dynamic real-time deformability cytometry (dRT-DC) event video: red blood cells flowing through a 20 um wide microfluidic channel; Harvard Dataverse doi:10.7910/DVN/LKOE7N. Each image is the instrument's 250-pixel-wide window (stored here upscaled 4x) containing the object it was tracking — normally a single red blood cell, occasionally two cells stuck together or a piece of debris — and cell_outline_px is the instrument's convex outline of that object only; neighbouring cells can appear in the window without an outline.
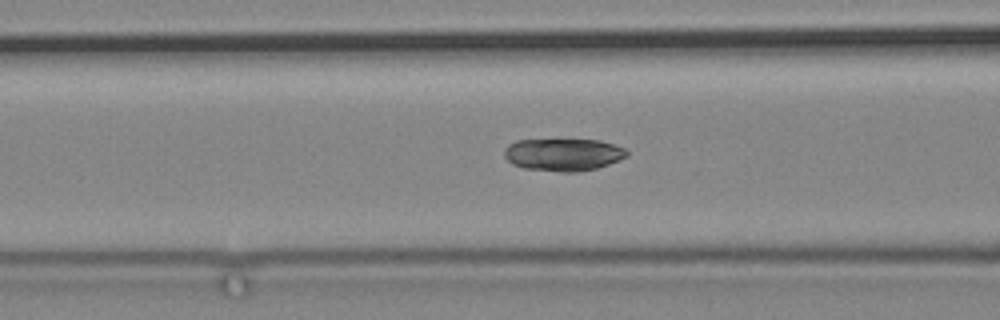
{"species": "common noctule bat (a hibernating species)", "species_latin": "Nyctalus noctula", "temperature_condition": "cold", "stored_images_in_passage": 42, "camera_frame_rate_fps": 3000, "um_per_image_px": 0.085, "animal": {"sex": "male", "body_mass_g": 19.2, "forearm_length_mm": 51.8}, "frame": {"image": 1, "passage_image": 5, "time_ms": 1.333, "image_size_px": [1000, 320], "cell_outline_px": [[628, 156], [608, 164], [596, 168], [576, 172], [560, 172], [524, 168], [512, 164], [504, 156], [504, 148], [508, 144], [516, 140], [600, 140], [624, 148], [628, 152]], "centroid_in_image_um": [47.85, 13.14], "position_along_channel_um": 118.8, "area_um2": 23.12}}
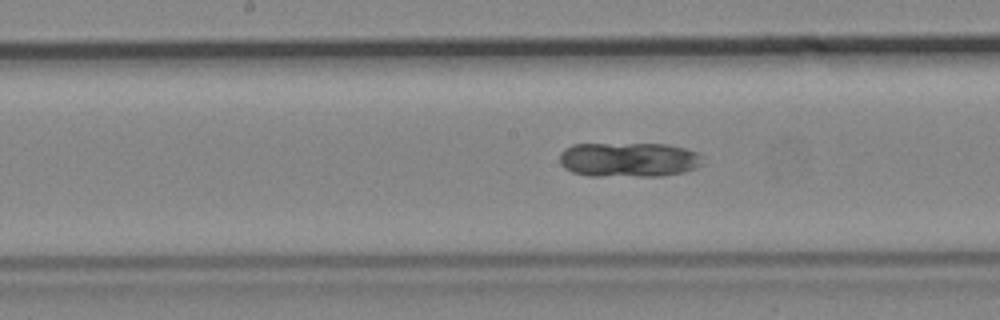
{"frame": {"image": 2, "passage_image": 12, "time_ms": 3.667, "image_size_px": [1000, 320], "cell_outline_px": [[704, 164], [696, 168], [684, 172], [660, 176], [588, 176], [572, 172], [564, 168], [560, 164], [560, 152], [564, 148], [572, 144], [668, 144], [688, 148], [700, 152]], "centroid_in_image_um": [53.47, 13.57], "position_along_channel_um": 194.7, "area_um2": 29.48}}
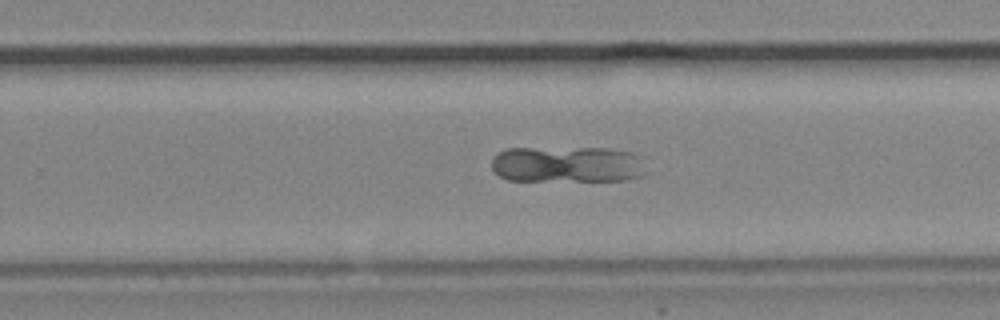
{"frame": {"image": 3, "passage_image": 20, "time_ms": 6.333, "image_size_px": [1000, 320], "cell_outline_px": [[644, 176], [624, 180], [508, 180], [500, 176], [492, 168], [492, 156], [496, 152], [504, 148], [608, 148], [636, 152], [644, 156]], "centroid_in_image_um": [48.26, 13.95], "position_along_channel_um": 281.5, "area_um2": 33.23}}